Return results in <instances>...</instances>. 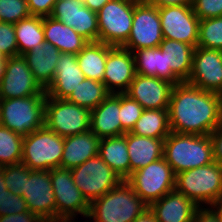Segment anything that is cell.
I'll use <instances>...</instances> for the list:
<instances>
[{"instance_id": "obj_1", "label": "cell", "mask_w": 222, "mask_h": 222, "mask_svg": "<svg viewBox=\"0 0 222 222\" xmlns=\"http://www.w3.org/2000/svg\"><path fill=\"white\" fill-rule=\"evenodd\" d=\"M168 117L172 132L210 135L222 122V95L181 82L172 89Z\"/></svg>"}, {"instance_id": "obj_2", "label": "cell", "mask_w": 222, "mask_h": 222, "mask_svg": "<svg viewBox=\"0 0 222 222\" xmlns=\"http://www.w3.org/2000/svg\"><path fill=\"white\" fill-rule=\"evenodd\" d=\"M163 157L176 174L214 162L210 135L172 132L164 140Z\"/></svg>"}, {"instance_id": "obj_3", "label": "cell", "mask_w": 222, "mask_h": 222, "mask_svg": "<svg viewBox=\"0 0 222 222\" xmlns=\"http://www.w3.org/2000/svg\"><path fill=\"white\" fill-rule=\"evenodd\" d=\"M148 205L122 180L116 187L90 203L88 216L94 222H132Z\"/></svg>"}, {"instance_id": "obj_4", "label": "cell", "mask_w": 222, "mask_h": 222, "mask_svg": "<svg viewBox=\"0 0 222 222\" xmlns=\"http://www.w3.org/2000/svg\"><path fill=\"white\" fill-rule=\"evenodd\" d=\"M175 190L199 207L211 206L222 197V166L213 162L176 174Z\"/></svg>"}, {"instance_id": "obj_5", "label": "cell", "mask_w": 222, "mask_h": 222, "mask_svg": "<svg viewBox=\"0 0 222 222\" xmlns=\"http://www.w3.org/2000/svg\"><path fill=\"white\" fill-rule=\"evenodd\" d=\"M46 94L1 99L0 125L27 136L44 126Z\"/></svg>"}, {"instance_id": "obj_6", "label": "cell", "mask_w": 222, "mask_h": 222, "mask_svg": "<svg viewBox=\"0 0 222 222\" xmlns=\"http://www.w3.org/2000/svg\"><path fill=\"white\" fill-rule=\"evenodd\" d=\"M64 137L45 125L23 137L22 161L31 170L50 171L60 167Z\"/></svg>"}, {"instance_id": "obj_7", "label": "cell", "mask_w": 222, "mask_h": 222, "mask_svg": "<svg viewBox=\"0 0 222 222\" xmlns=\"http://www.w3.org/2000/svg\"><path fill=\"white\" fill-rule=\"evenodd\" d=\"M176 175L162 157L133 172L126 181L135 193L149 206L167 193L175 190Z\"/></svg>"}, {"instance_id": "obj_8", "label": "cell", "mask_w": 222, "mask_h": 222, "mask_svg": "<svg viewBox=\"0 0 222 222\" xmlns=\"http://www.w3.org/2000/svg\"><path fill=\"white\" fill-rule=\"evenodd\" d=\"M91 110L46 95L44 125L61 137L90 130Z\"/></svg>"}, {"instance_id": "obj_9", "label": "cell", "mask_w": 222, "mask_h": 222, "mask_svg": "<svg viewBox=\"0 0 222 222\" xmlns=\"http://www.w3.org/2000/svg\"><path fill=\"white\" fill-rule=\"evenodd\" d=\"M135 0H110L98 12L99 41L121 47L133 25Z\"/></svg>"}, {"instance_id": "obj_10", "label": "cell", "mask_w": 222, "mask_h": 222, "mask_svg": "<svg viewBox=\"0 0 222 222\" xmlns=\"http://www.w3.org/2000/svg\"><path fill=\"white\" fill-rule=\"evenodd\" d=\"M70 171L75 185L89 203L102 197L123 180L99 155Z\"/></svg>"}, {"instance_id": "obj_11", "label": "cell", "mask_w": 222, "mask_h": 222, "mask_svg": "<svg viewBox=\"0 0 222 222\" xmlns=\"http://www.w3.org/2000/svg\"><path fill=\"white\" fill-rule=\"evenodd\" d=\"M163 39L158 8L146 0H135L131 32L121 47L131 52L154 48L159 47Z\"/></svg>"}, {"instance_id": "obj_12", "label": "cell", "mask_w": 222, "mask_h": 222, "mask_svg": "<svg viewBox=\"0 0 222 222\" xmlns=\"http://www.w3.org/2000/svg\"><path fill=\"white\" fill-rule=\"evenodd\" d=\"M50 178L56 202V222L78 214L88 216L90 203L75 185L70 169H51Z\"/></svg>"}, {"instance_id": "obj_13", "label": "cell", "mask_w": 222, "mask_h": 222, "mask_svg": "<svg viewBox=\"0 0 222 222\" xmlns=\"http://www.w3.org/2000/svg\"><path fill=\"white\" fill-rule=\"evenodd\" d=\"M164 39L176 40L197 47L200 20L192 6L158 8Z\"/></svg>"}, {"instance_id": "obj_14", "label": "cell", "mask_w": 222, "mask_h": 222, "mask_svg": "<svg viewBox=\"0 0 222 222\" xmlns=\"http://www.w3.org/2000/svg\"><path fill=\"white\" fill-rule=\"evenodd\" d=\"M22 197L28 210L44 222H56V202L50 178V171L31 170L26 178Z\"/></svg>"}, {"instance_id": "obj_15", "label": "cell", "mask_w": 222, "mask_h": 222, "mask_svg": "<svg viewBox=\"0 0 222 222\" xmlns=\"http://www.w3.org/2000/svg\"><path fill=\"white\" fill-rule=\"evenodd\" d=\"M46 94L34 79L27 60L21 56L7 58L5 74L0 84V99L28 97Z\"/></svg>"}, {"instance_id": "obj_16", "label": "cell", "mask_w": 222, "mask_h": 222, "mask_svg": "<svg viewBox=\"0 0 222 222\" xmlns=\"http://www.w3.org/2000/svg\"><path fill=\"white\" fill-rule=\"evenodd\" d=\"M187 82L222 95V51L196 47Z\"/></svg>"}, {"instance_id": "obj_17", "label": "cell", "mask_w": 222, "mask_h": 222, "mask_svg": "<svg viewBox=\"0 0 222 222\" xmlns=\"http://www.w3.org/2000/svg\"><path fill=\"white\" fill-rule=\"evenodd\" d=\"M135 75L133 53L123 47L108 45L103 77V83L107 91L110 94L126 93Z\"/></svg>"}, {"instance_id": "obj_18", "label": "cell", "mask_w": 222, "mask_h": 222, "mask_svg": "<svg viewBox=\"0 0 222 222\" xmlns=\"http://www.w3.org/2000/svg\"><path fill=\"white\" fill-rule=\"evenodd\" d=\"M173 87L164 79L136 74L126 94L144 109H168Z\"/></svg>"}, {"instance_id": "obj_19", "label": "cell", "mask_w": 222, "mask_h": 222, "mask_svg": "<svg viewBox=\"0 0 222 222\" xmlns=\"http://www.w3.org/2000/svg\"><path fill=\"white\" fill-rule=\"evenodd\" d=\"M85 76L78 66L75 54L61 53L56 62L52 83L45 90L48 97L67 99Z\"/></svg>"}, {"instance_id": "obj_20", "label": "cell", "mask_w": 222, "mask_h": 222, "mask_svg": "<svg viewBox=\"0 0 222 222\" xmlns=\"http://www.w3.org/2000/svg\"><path fill=\"white\" fill-rule=\"evenodd\" d=\"M198 207L191 199L176 190L148 206L158 222H193Z\"/></svg>"}, {"instance_id": "obj_21", "label": "cell", "mask_w": 222, "mask_h": 222, "mask_svg": "<svg viewBox=\"0 0 222 222\" xmlns=\"http://www.w3.org/2000/svg\"><path fill=\"white\" fill-rule=\"evenodd\" d=\"M120 93L109 94L91 110L90 131L99 139L122 135L120 121Z\"/></svg>"}, {"instance_id": "obj_22", "label": "cell", "mask_w": 222, "mask_h": 222, "mask_svg": "<svg viewBox=\"0 0 222 222\" xmlns=\"http://www.w3.org/2000/svg\"><path fill=\"white\" fill-rule=\"evenodd\" d=\"M60 56L61 52L48 42L34 46L31 51L23 55L27 60L34 79L45 90L53 81L56 62Z\"/></svg>"}, {"instance_id": "obj_23", "label": "cell", "mask_w": 222, "mask_h": 222, "mask_svg": "<svg viewBox=\"0 0 222 222\" xmlns=\"http://www.w3.org/2000/svg\"><path fill=\"white\" fill-rule=\"evenodd\" d=\"M100 141L90 130L65 137L60 167L72 169L98 155Z\"/></svg>"}, {"instance_id": "obj_24", "label": "cell", "mask_w": 222, "mask_h": 222, "mask_svg": "<svg viewBox=\"0 0 222 222\" xmlns=\"http://www.w3.org/2000/svg\"><path fill=\"white\" fill-rule=\"evenodd\" d=\"M43 30L45 42L51 43L61 53L77 55L89 42L73 28L51 16L43 17Z\"/></svg>"}, {"instance_id": "obj_25", "label": "cell", "mask_w": 222, "mask_h": 222, "mask_svg": "<svg viewBox=\"0 0 222 222\" xmlns=\"http://www.w3.org/2000/svg\"><path fill=\"white\" fill-rule=\"evenodd\" d=\"M130 175L163 157L164 140L126 133Z\"/></svg>"}, {"instance_id": "obj_26", "label": "cell", "mask_w": 222, "mask_h": 222, "mask_svg": "<svg viewBox=\"0 0 222 222\" xmlns=\"http://www.w3.org/2000/svg\"><path fill=\"white\" fill-rule=\"evenodd\" d=\"M132 53L136 74L155 76L174 85L181 83L172 70H166V52L162 51L160 47L143 48L132 51Z\"/></svg>"}, {"instance_id": "obj_27", "label": "cell", "mask_w": 222, "mask_h": 222, "mask_svg": "<svg viewBox=\"0 0 222 222\" xmlns=\"http://www.w3.org/2000/svg\"><path fill=\"white\" fill-rule=\"evenodd\" d=\"M159 47L166 52V70H172L181 82H187L192 68L195 47L170 39H163Z\"/></svg>"}, {"instance_id": "obj_28", "label": "cell", "mask_w": 222, "mask_h": 222, "mask_svg": "<svg viewBox=\"0 0 222 222\" xmlns=\"http://www.w3.org/2000/svg\"><path fill=\"white\" fill-rule=\"evenodd\" d=\"M123 180L130 176V160L126 133L110 138H103L98 154Z\"/></svg>"}, {"instance_id": "obj_29", "label": "cell", "mask_w": 222, "mask_h": 222, "mask_svg": "<svg viewBox=\"0 0 222 222\" xmlns=\"http://www.w3.org/2000/svg\"><path fill=\"white\" fill-rule=\"evenodd\" d=\"M108 44L100 41L88 42L76 55L78 66L85 78L103 82Z\"/></svg>"}, {"instance_id": "obj_30", "label": "cell", "mask_w": 222, "mask_h": 222, "mask_svg": "<svg viewBox=\"0 0 222 222\" xmlns=\"http://www.w3.org/2000/svg\"><path fill=\"white\" fill-rule=\"evenodd\" d=\"M130 133L165 139L170 133L168 109H144Z\"/></svg>"}, {"instance_id": "obj_31", "label": "cell", "mask_w": 222, "mask_h": 222, "mask_svg": "<svg viewBox=\"0 0 222 222\" xmlns=\"http://www.w3.org/2000/svg\"><path fill=\"white\" fill-rule=\"evenodd\" d=\"M18 55L23 56L34 46L45 42L43 17L31 15L14 24Z\"/></svg>"}, {"instance_id": "obj_32", "label": "cell", "mask_w": 222, "mask_h": 222, "mask_svg": "<svg viewBox=\"0 0 222 222\" xmlns=\"http://www.w3.org/2000/svg\"><path fill=\"white\" fill-rule=\"evenodd\" d=\"M109 94L103 82L85 78L66 100L78 106L93 110Z\"/></svg>"}, {"instance_id": "obj_33", "label": "cell", "mask_w": 222, "mask_h": 222, "mask_svg": "<svg viewBox=\"0 0 222 222\" xmlns=\"http://www.w3.org/2000/svg\"><path fill=\"white\" fill-rule=\"evenodd\" d=\"M23 136L0 125V167L22 161Z\"/></svg>"}, {"instance_id": "obj_34", "label": "cell", "mask_w": 222, "mask_h": 222, "mask_svg": "<svg viewBox=\"0 0 222 222\" xmlns=\"http://www.w3.org/2000/svg\"><path fill=\"white\" fill-rule=\"evenodd\" d=\"M197 47L222 51V16L200 20Z\"/></svg>"}, {"instance_id": "obj_35", "label": "cell", "mask_w": 222, "mask_h": 222, "mask_svg": "<svg viewBox=\"0 0 222 222\" xmlns=\"http://www.w3.org/2000/svg\"><path fill=\"white\" fill-rule=\"evenodd\" d=\"M74 30L89 42L99 41L97 13L82 4L77 9L76 26Z\"/></svg>"}, {"instance_id": "obj_36", "label": "cell", "mask_w": 222, "mask_h": 222, "mask_svg": "<svg viewBox=\"0 0 222 222\" xmlns=\"http://www.w3.org/2000/svg\"><path fill=\"white\" fill-rule=\"evenodd\" d=\"M144 108L126 93H120V121L122 135L131 132L137 120L141 117Z\"/></svg>"}, {"instance_id": "obj_37", "label": "cell", "mask_w": 222, "mask_h": 222, "mask_svg": "<svg viewBox=\"0 0 222 222\" xmlns=\"http://www.w3.org/2000/svg\"><path fill=\"white\" fill-rule=\"evenodd\" d=\"M2 171L7 189L10 190L11 193L22 196L25 192L26 178L29 177L31 169L19 163L2 166Z\"/></svg>"}, {"instance_id": "obj_38", "label": "cell", "mask_w": 222, "mask_h": 222, "mask_svg": "<svg viewBox=\"0 0 222 222\" xmlns=\"http://www.w3.org/2000/svg\"><path fill=\"white\" fill-rule=\"evenodd\" d=\"M29 16L27 0H0V22L15 24Z\"/></svg>"}, {"instance_id": "obj_39", "label": "cell", "mask_w": 222, "mask_h": 222, "mask_svg": "<svg viewBox=\"0 0 222 222\" xmlns=\"http://www.w3.org/2000/svg\"><path fill=\"white\" fill-rule=\"evenodd\" d=\"M82 4L81 0H57L50 16L74 29L76 26L77 9Z\"/></svg>"}, {"instance_id": "obj_40", "label": "cell", "mask_w": 222, "mask_h": 222, "mask_svg": "<svg viewBox=\"0 0 222 222\" xmlns=\"http://www.w3.org/2000/svg\"><path fill=\"white\" fill-rule=\"evenodd\" d=\"M0 51L7 58L18 56L15 28L12 23H0Z\"/></svg>"}, {"instance_id": "obj_41", "label": "cell", "mask_w": 222, "mask_h": 222, "mask_svg": "<svg viewBox=\"0 0 222 222\" xmlns=\"http://www.w3.org/2000/svg\"><path fill=\"white\" fill-rule=\"evenodd\" d=\"M192 7L199 20L222 16V0H193Z\"/></svg>"}, {"instance_id": "obj_42", "label": "cell", "mask_w": 222, "mask_h": 222, "mask_svg": "<svg viewBox=\"0 0 222 222\" xmlns=\"http://www.w3.org/2000/svg\"><path fill=\"white\" fill-rule=\"evenodd\" d=\"M29 211L25 199L18 194H6L5 215Z\"/></svg>"}, {"instance_id": "obj_43", "label": "cell", "mask_w": 222, "mask_h": 222, "mask_svg": "<svg viewBox=\"0 0 222 222\" xmlns=\"http://www.w3.org/2000/svg\"><path fill=\"white\" fill-rule=\"evenodd\" d=\"M57 0H27L31 15L50 16Z\"/></svg>"}, {"instance_id": "obj_44", "label": "cell", "mask_w": 222, "mask_h": 222, "mask_svg": "<svg viewBox=\"0 0 222 222\" xmlns=\"http://www.w3.org/2000/svg\"><path fill=\"white\" fill-rule=\"evenodd\" d=\"M214 162L222 166V122L211 132Z\"/></svg>"}, {"instance_id": "obj_45", "label": "cell", "mask_w": 222, "mask_h": 222, "mask_svg": "<svg viewBox=\"0 0 222 222\" xmlns=\"http://www.w3.org/2000/svg\"><path fill=\"white\" fill-rule=\"evenodd\" d=\"M0 222H44L36 214L25 211L22 213L0 216Z\"/></svg>"}, {"instance_id": "obj_46", "label": "cell", "mask_w": 222, "mask_h": 222, "mask_svg": "<svg viewBox=\"0 0 222 222\" xmlns=\"http://www.w3.org/2000/svg\"><path fill=\"white\" fill-rule=\"evenodd\" d=\"M204 206L205 204L197 208L193 217V222H220L218 215L213 209L210 206L208 208Z\"/></svg>"}, {"instance_id": "obj_47", "label": "cell", "mask_w": 222, "mask_h": 222, "mask_svg": "<svg viewBox=\"0 0 222 222\" xmlns=\"http://www.w3.org/2000/svg\"><path fill=\"white\" fill-rule=\"evenodd\" d=\"M157 8L165 6H192L193 0H146Z\"/></svg>"}, {"instance_id": "obj_48", "label": "cell", "mask_w": 222, "mask_h": 222, "mask_svg": "<svg viewBox=\"0 0 222 222\" xmlns=\"http://www.w3.org/2000/svg\"><path fill=\"white\" fill-rule=\"evenodd\" d=\"M10 193L11 191L7 189V186L4 181L2 167H0V216L5 215L6 194Z\"/></svg>"}, {"instance_id": "obj_49", "label": "cell", "mask_w": 222, "mask_h": 222, "mask_svg": "<svg viewBox=\"0 0 222 222\" xmlns=\"http://www.w3.org/2000/svg\"><path fill=\"white\" fill-rule=\"evenodd\" d=\"M110 0H83V5L87 6L91 11L98 12Z\"/></svg>"}, {"instance_id": "obj_50", "label": "cell", "mask_w": 222, "mask_h": 222, "mask_svg": "<svg viewBox=\"0 0 222 222\" xmlns=\"http://www.w3.org/2000/svg\"><path fill=\"white\" fill-rule=\"evenodd\" d=\"M132 222H158V221L148 208L140 216L134 219Z\"/></svg>"}, {"instance_id": "obj_51", "label": "cell", "mask_w": 222, "mask_h": 222, "mask_svg": "<svg viewBox=\"0 0 222 222\" xmlns=\"http://www.w3.org/2000/svg\"><path fill=\"white\" fill-rule=\"evenodd\" d=\"M210 207L218 215L220 222H222V197L215 201Z\"/></svg>"}, {"instance_id": "obj_52", "label": "cell", "mask_w": 222, "mask_h": 222, "mask_svg": "<svg viewBox=\"0 0 222 222\" xmlns=\"http://www.w3.org/2000/svg\"><path fill=\"white\" fill-rule=\"evenodd\" d=\"M6 62H7V60H0V84H1L2 78L5 74Z\"/></svg>"}, {"instance_id": "obj_53", "label": "cell", "mask_w": 222, "mask_h": 222, "mask_svg": "<svg viewBox=\"0 0 222 222\" xmlns=\"http://www.w3.org/2000/svg\"><path fill=\"white\" fill-rule=\"evenodd\" d=\"M73 220L75 221L74 217H69V218L60 219L57 222H74ZM85 222H88V221H85Z\"/></svg>"}, {"instance_id": "obj_54", "label": "cell", "mask_w": 222, "mask_h": 222, "mask_svg": "<svg viewBox=\"0 0 222 222\" xmlns=\"http://www.w3.org/2000/svg\"><path fill=\"white\" fill-rule=\"evenodd\" d=\"M0 60H7V57L1 51H0Z\"/></svg>"}]
</instances>
